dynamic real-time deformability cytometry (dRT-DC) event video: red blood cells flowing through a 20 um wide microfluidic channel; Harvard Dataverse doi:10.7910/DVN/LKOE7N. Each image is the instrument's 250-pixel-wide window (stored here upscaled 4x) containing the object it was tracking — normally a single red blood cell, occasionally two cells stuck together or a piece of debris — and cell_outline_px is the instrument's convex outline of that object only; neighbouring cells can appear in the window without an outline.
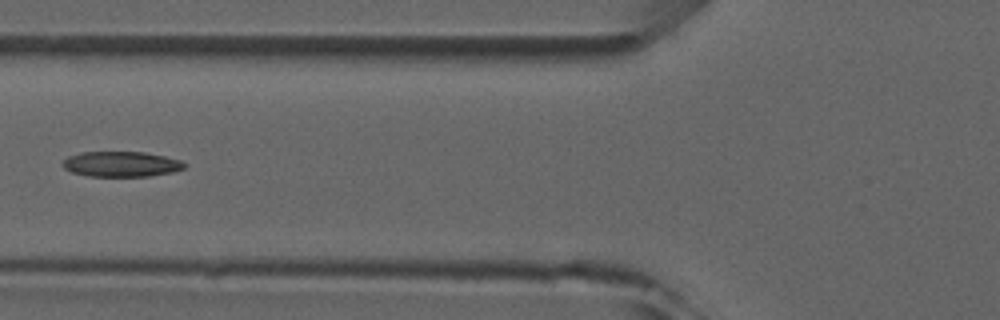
{"species": "common noctule bat (a hibernating species)", "species_latin": "Nyctalus noctula", "temperature_condition": "room temperature", "stored_images_in_passage": 6, "camera_frame_rate_fps": 3000, "um_per_image_px": 0.085, "animal": {"sex": "male", "forearm_length_mm": 52.5}, "frame": {"image": 1, "passage_image": 5, "time_ms": 5.667, "image_size_px": [1000, 320], "cell_outline_px": [[188, 164], [184, 168], [172, 172], [148, 176], [88, 176], [72, 172], [64, 168], [60, 164], [68, 156], [80, 152], [144, 152], [164, 156], [180, 160]], "centroid_in_image_um": [10.29, 13.94], "position_along_channel_um": 115.5, "area_um2": 17.98}}
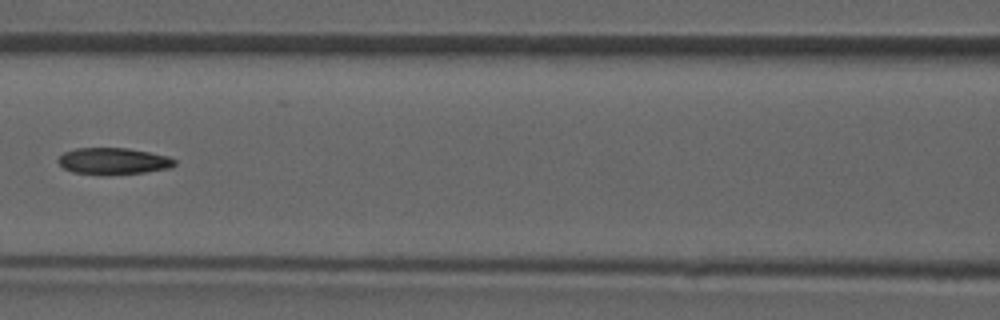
{"frame": {"image": 2, "passage_image": 6, "time_ms": 6.667, "image_size_px": [1000, 320], "cell_outline_px": [[176, 164], [168, 168], [144, 172], [72, 172], [64, 168], [56, 160], [64, 152], [76, 148], [128, 148], [168, 156], [176, 160]], "centroid_in_image_um": [9.63, 13.64], "position_along_channel_um": 157.0, "area_um2": 17.17}}